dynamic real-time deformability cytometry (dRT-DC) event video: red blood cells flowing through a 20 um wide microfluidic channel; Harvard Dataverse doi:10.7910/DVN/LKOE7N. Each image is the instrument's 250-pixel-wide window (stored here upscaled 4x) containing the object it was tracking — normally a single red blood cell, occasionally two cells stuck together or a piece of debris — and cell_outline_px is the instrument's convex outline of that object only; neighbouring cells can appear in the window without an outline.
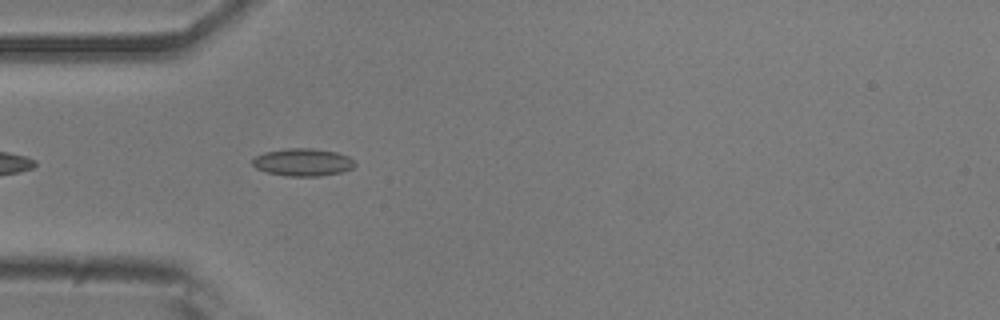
{"species": "common noctule bat (a hibernating species)", "species_latin": "Nyctalus noctula", "temperature_condition": "room temperature", "stored_images_in_passage": 11, "camera_frame_rate_fps": 3000, "um_per_image_px": 0.085, "animal": {"sex": "male", "body_mass_g": 20.5, "forearm_length_mm": 52.5}, "frame": {"image": 1, "passage_image": 2, "time_ms": 0.333, "image_size_px": [1000, 320], "cell_outline_px": [[356, 164], [352, 168], [340, 172], [320, 176], [288, 176], [268, 172], [256, 168], [252, 164], [252, 160], [256, 156], [264, 152], [288, 148], [312, 148], [336, 152], [348, 156]], "centroid_in_image_um": [25.73, 13.78], "position_along_channel_um": 59.3, "area_um2": 16.3}}
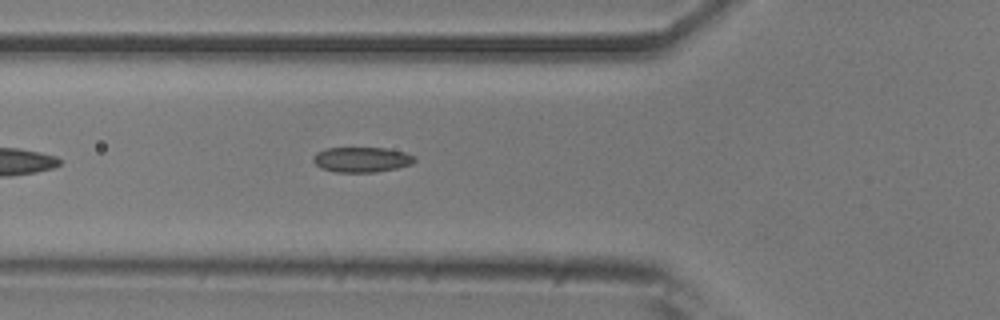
{"frame": {"image": 2, "passage_image": 5, "time_ms": 1.333, "image_size_px": [1000, 320], "cell_outline_px": [[416, 160], [412, 164], [396, 168], [376, 172], [336, 172], [320, 168], [312, 160], [312, 156], [316, 152], [324, 148], [384, 148], [404, 152], [416, 156]], "centroid_in_image_um": [30.72, 13.56], "position_along_channel_um": 95.1, "area_um2": 14.97}}
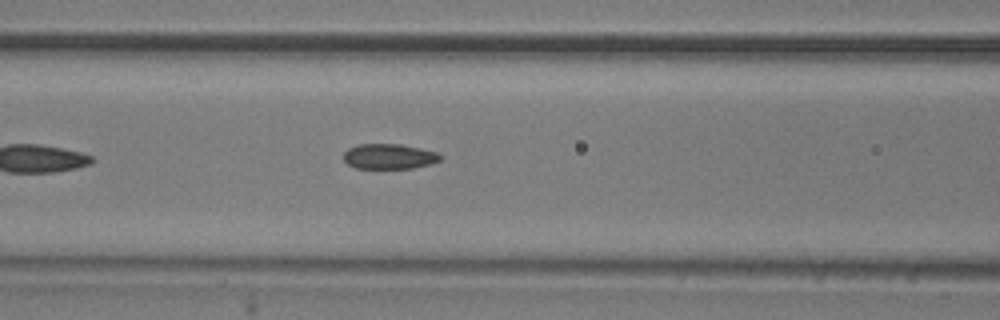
{"frame": {"image": 3, "passage_image": 8, "time_ms": 2.333, "image_size_px": [1000, 320], "cell_outline_px": [[444, 156], [440, 160], [432, 164], [412, 168], [356, 168], [348, 164], [344, 160], [344, 152], [348, 148], [360, 144], [400, 144], [420, 148], [436, 152]], "centroid_in_image_um": [33.1, 13.29], "position_along_channel_um": 133.5, "area_um2": 14.22}}